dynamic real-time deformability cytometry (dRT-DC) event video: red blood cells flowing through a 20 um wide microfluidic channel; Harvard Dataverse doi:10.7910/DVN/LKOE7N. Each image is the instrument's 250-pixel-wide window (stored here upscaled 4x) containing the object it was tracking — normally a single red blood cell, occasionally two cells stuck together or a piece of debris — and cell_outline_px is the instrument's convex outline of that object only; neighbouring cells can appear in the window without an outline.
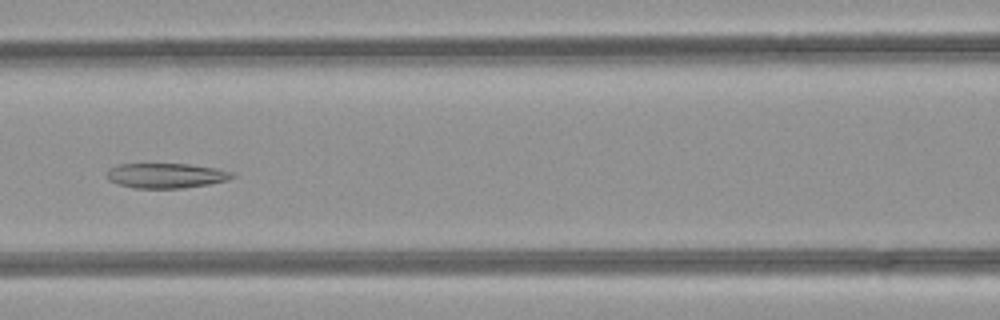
{"species": "common noctule bat (a hibernating species)", "species_latin": "Nyctalus noctula", "temperature_condition": "room temperature", "stored_images_in_passage": 48, "camera_frame_rate_fps": 3000, "um_per_image_px": 0.085, "animal": {"sex": "female", "body_mass_g": 21.9}, "frame": {"image": 1, "passage_image": 21, "time_ms": 6.667, "image_size_px": [1000, 320], "cell_outline_px": [[236, 176], [228, 180], [208, 184], [184, 188], [136, 188], [116, 184], [108, 180], [108, 168], [120, 164], [188, 164], [216, 168], [236, 172]], "centroid_in_image_um": [14.15, 14.92], "position_along_channel_um": 152.5, "area_um2": 18.32}}
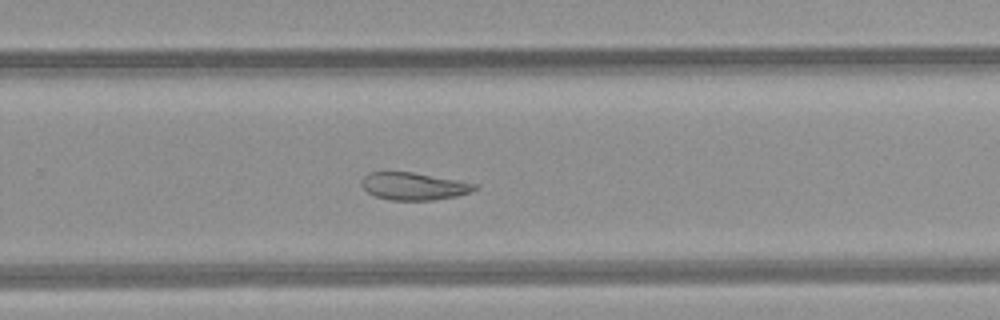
{"frame": {"image": 2, "passage_image": 31, "time_ms": 10.0, "image_size_px": [1000, 320], "cell_outline_px": [[480, 188], [456, 196], [432, 200], [388, 200], [376, 196], [368, 192], [360, 184], [364, 176], [368, 172], [412, 172], [456, 180], [476, 184]], "centroid_in_image_um": [35.14, 15.83], "position_along_channel_um": 294.7, "area_um2": 17.92}}
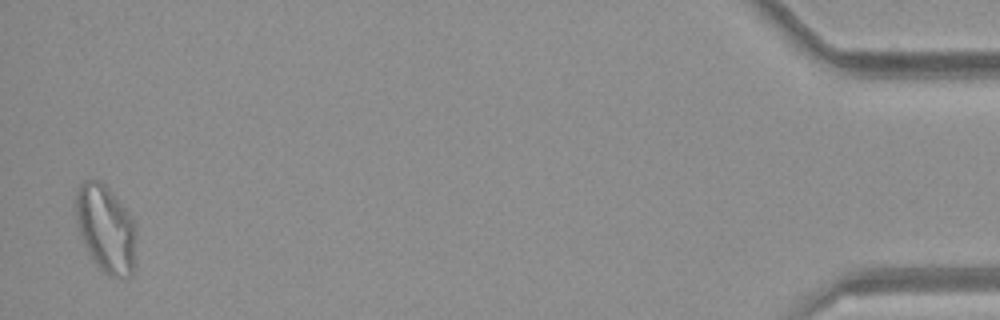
{"frame": {"image": 3, "passage_image": 47, "time_ms": 15.333, "image_size_px": [1000, 320], "cell_outline_px": [[136, 228], [132, 272], [128, 276], [108, 276], [92, 260], [88, 252], [80, 232], [76, 216], [76, 192], [80, 184], [84, 180], [96, 180], [104, 184], [112, 192], [136, 224]], "centroid_in_image_um": [8.98, 19.42], "position_along_channel_um": 426.2, "area_um2": 30.11}, "authors_computed_cell_mechanics": {"area_um2": 24.3627, "velocity_mm_per_s": 4.2819, "shape_relaxation_time_tau1_ms": null, "shape_relaxation_time_tau2_ms": 5.1383, "deformation_change_tau1": null, "deformation_change_tau2": 0.133}}